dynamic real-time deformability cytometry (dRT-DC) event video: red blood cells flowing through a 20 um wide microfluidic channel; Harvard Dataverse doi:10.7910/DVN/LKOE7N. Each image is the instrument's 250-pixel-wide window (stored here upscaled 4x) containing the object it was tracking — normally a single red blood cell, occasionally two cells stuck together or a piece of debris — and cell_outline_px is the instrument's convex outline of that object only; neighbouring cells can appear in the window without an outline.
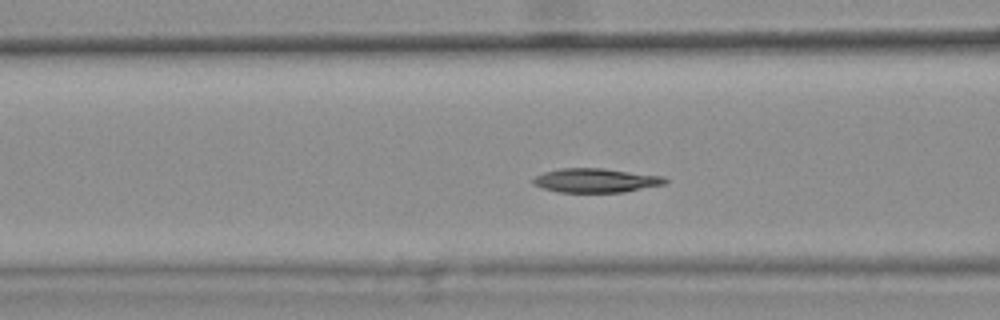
{"species": "common noctule bat (a hibernating species)", "species_latin": "Nyctalus noctula", "temperature_condition": "warm", "stored_images_in_passage": 43, "camera_frame_rate_fps": 3000, "um_per_image_px": 0.085, "animal": {"sex": "female", "body_mass_g": 25.1}, "frame": {"image": 1, "passage_image": 19, "time_ms": 6.0, "image_size_px": [1000, 320], "cell_outline_px": [[668, 180], [664, 184], [624, 192], [560, 192], [544, 188], [532, 184], [532, 180], [536, 176], [544, 172], [560, 168], [600, 168], [664, 176]], "centroid_in_image_um": [50.63, 15.33], "position_along_channel_um": 116.0, "area_um2": 18.38}}
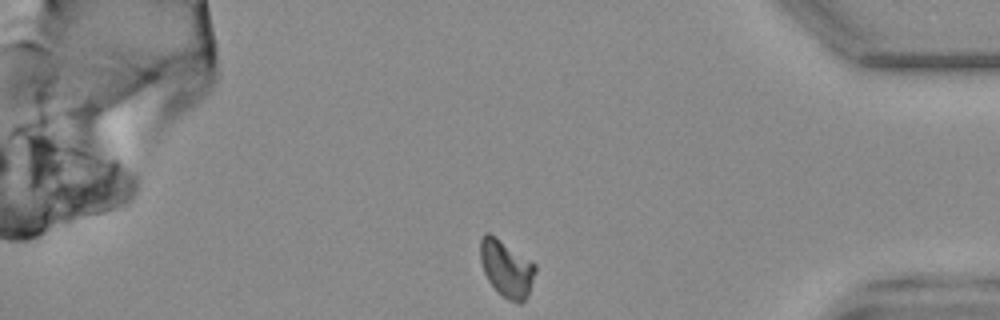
{"frame": {"image": 2, "passage_image": 43, "time_ms": 14.0, "image_size_px": [1000, 320], "cell_outline_px": [[536, 272], [528, 296], [520, 304], [508, 300], [488, 280], [484, 272], [480, 260], [480, 240], [484, 232], [488, 232], [496, 236], [536, 264]], "centroid_in_image_um": [43.06, 22.8], "position_along_channel_um": 392.1, "area_um2": 18.21}, "authors_computed_cell_mechanics": {"area_um2": 18.9006, "velocity_mm_per_s": 3.7801, "shape_relaxation_time_tau1_ms": 4.0973, "shape_relaxation_time_tau2_ms": null, "deformation_change_tau1": 0.1212, "deformation_change_tau2": null}}